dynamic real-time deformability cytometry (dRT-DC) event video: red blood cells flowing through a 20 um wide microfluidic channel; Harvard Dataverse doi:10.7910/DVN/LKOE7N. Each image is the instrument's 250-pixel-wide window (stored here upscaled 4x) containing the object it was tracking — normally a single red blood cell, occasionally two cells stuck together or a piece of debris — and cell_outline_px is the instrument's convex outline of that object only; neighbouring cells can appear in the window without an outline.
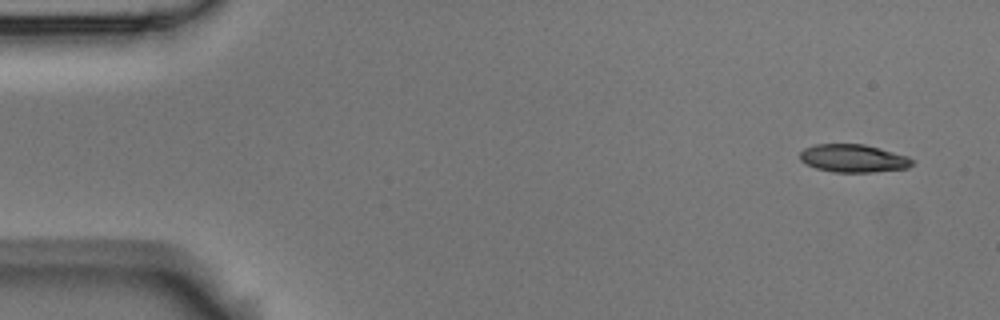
{"species": "Egyptian fruit bat (a non-hibernating species)", "species_latin": "Rousettus aegyptiacus", "temperature_condition": "room temperature", "stored_images_in_passage": 4, "camera_frame_rate_fps": 3000, "um_per_image_px": 0.085, "animal": {"sex": "male"}, "frame": {"image": 1, "passage_image": 1, "time_ms": 0.0, "image_size_px": [1000, 320], "cell_outline_px": [[916, 160], [908, 168], [872, 172], [832, 172], [816, 168], [800, 160], [800, 152], [804, 148], [816, 144], [864, 144], [880, 148], [908, 156]], "centroid_in_image_um": [72.56, 13.45], "position_along_channel_um": 12.4, "area_um2": 18.32}}
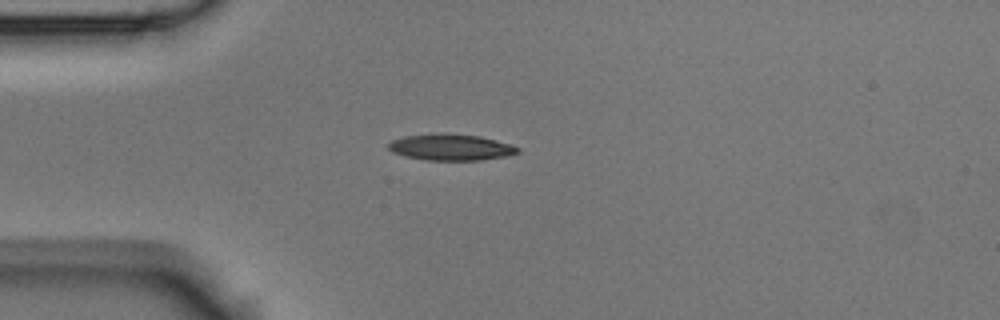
{"frame": {"image": 2, "passage_image": 4, "time_ms": 1.0, "image_size_px": [1000, 320], "cell_outline_px": [[520, 152], [508, 156], [480, 160], [428, 160], [404, 156], [392, 152], [388, 148], [388, 144], [392, 140], [404, 136], [436, 132], [444, 132], [480, 136], [512, 144], [520, 148]], "centroid_in_image_um": [38.33, 12.5], "position_along_channel_um": 46.7, "area_um2": 20.17}}